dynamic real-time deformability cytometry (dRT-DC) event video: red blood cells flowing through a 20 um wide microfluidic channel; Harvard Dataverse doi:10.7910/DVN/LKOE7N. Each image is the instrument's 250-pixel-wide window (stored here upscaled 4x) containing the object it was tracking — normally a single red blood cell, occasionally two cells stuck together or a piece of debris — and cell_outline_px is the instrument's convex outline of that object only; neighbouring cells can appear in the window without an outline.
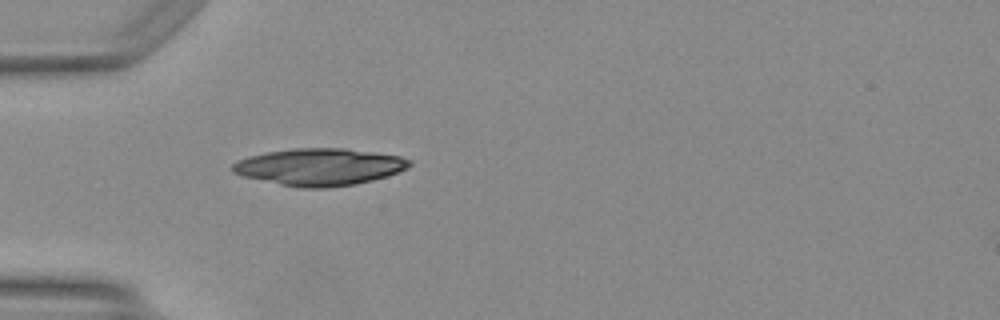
{"species": "Egyptian fruit bat (a non-hibernating species)", "species_latin": "Rousettus aegyptiacus", "temperature_condition": "warm", "stored_images_in_passage": 34, "camera_frame_rate_fps": 3000, "um_per_image_px": 0.085, "animal": {"sex": "female"}, "frame": {"image": 1, "passage_image": 1, "time_ms": 0.0, "image_size_px": [1000, 320], "cell_outline_px": [[412, 164], [408, 168], [372, 180], [352, 184], [320, 188], [300, 188], [280, 184], [244, 176], [232, 172], [232, 164], [248, 156], [268, 152], [292, 148], [344, 148], [400, 156], [412, 160]], "centroid_in_image_um": [27.15, 14.17], "position_along_channel_um": 57.8, "area_um2": 37.74}}